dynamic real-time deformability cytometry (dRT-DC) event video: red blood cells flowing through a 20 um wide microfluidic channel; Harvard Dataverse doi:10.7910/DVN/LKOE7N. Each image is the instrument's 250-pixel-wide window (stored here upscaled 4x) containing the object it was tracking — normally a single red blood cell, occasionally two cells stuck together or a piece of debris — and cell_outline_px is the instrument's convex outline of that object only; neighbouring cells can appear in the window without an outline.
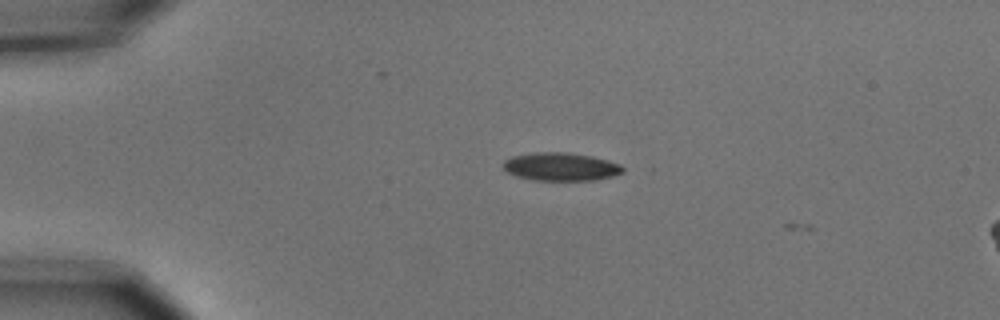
{"species": "common noctule bat (a hibernating species)", "species_latin": "Nyctalus noctula", "temperature_condition": "cold", "stored_images_in_passage": 3, "camera_frame_rate_fps": 3000, "um_per_image_px": 0.085, "animal": {"sex": "male", "body_mass_g": 15.6}, "frame": {"image": 1, "passage_image": 2, "time_ms": 0.333, "image_size_px": [1000, 320], "cell_outline_px": [[624, 172], [612, 176], [596, 180], [532, 180], [516, 176], [508, 172], [500, 164], [504, 160], [512, 156], [536, 152], [568, 152], [592, 156], [608, 160], [620, 164], [624, 168]], "centroid_in_image_um": [47.66, 14.16], "position_along_channel_um": 37.3, "area_um2": 19.77}}